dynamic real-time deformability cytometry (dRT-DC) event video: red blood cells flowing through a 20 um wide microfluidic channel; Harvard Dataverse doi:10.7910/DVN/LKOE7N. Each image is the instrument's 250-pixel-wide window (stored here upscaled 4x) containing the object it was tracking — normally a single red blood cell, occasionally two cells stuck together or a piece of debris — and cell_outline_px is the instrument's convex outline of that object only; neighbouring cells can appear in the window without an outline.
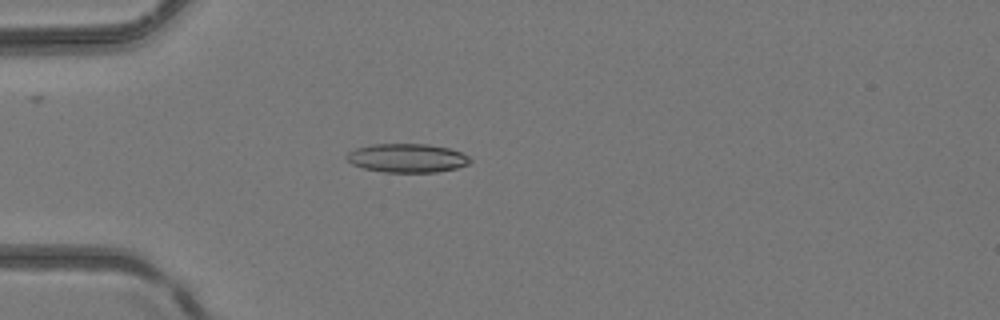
{"species": "common noctule bat (a hibernating species)", "species_latin": "Nyctalus noctula", "temperature_condition": "room temperature", "stored_images_in_passage": 4, "camera_frame_rate_fps": 3000, "um_per_image_px": 0.085, "animal": {"sex": "female", "body_mass_g": 24.6, "forearm_length_mm": 56.2}, "frame": {"image": 1, "passage_image": 4, "time_ms": 4.333, "image_size_px": [1000, 320], "cell_outline_px": [[472, 160], [468, 164], [456, 168], [436, 172], [384, 172], [364, 168], [352, 164], [344, 156], [348, 152], [356, 148], [372, 144], [428, 144], [448, 148], [460, 152], [468, 156]], "centroid_in_image_um": [34.59, 13.43], "position_along_channel_um": 50.4, "area_um2": 20.63}}